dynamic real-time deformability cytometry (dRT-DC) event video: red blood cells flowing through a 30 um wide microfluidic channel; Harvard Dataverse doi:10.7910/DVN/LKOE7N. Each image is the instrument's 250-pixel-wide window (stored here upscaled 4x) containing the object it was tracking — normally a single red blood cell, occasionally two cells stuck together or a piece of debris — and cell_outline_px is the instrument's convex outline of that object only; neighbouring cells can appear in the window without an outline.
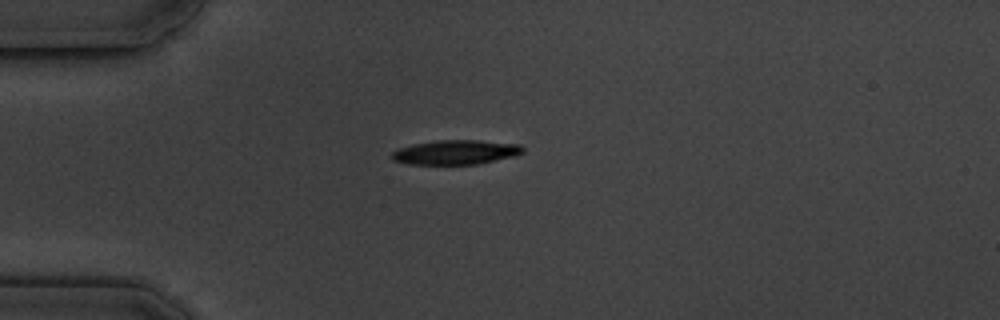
{"species": "common noctule bat (a hibernating species)", "species_latin": "Nyctalus noctula", "temperature_condition": "cold", "stored_images_in_passage": 5, "camera_frame_rate_fps": 3000, "um_per_image_px": 0.085, "animal": {"sex": "male", "body_mass_g": 19.5, "forearm_length_mm": 54.6}, "frame": {"image": 1, "passage_image": 1, "time_ms": 0.0, "image_size_px": [1000, 320], "cell_outline_px": [[524, 152], [516, 156], [476, 164], [408, 164], [392, 160], [388, 156], [396, 148], [412, 144], [436, 140], [480, 140], [520, 144], [524, 148]], "centroid_in_image_um": [38.7, 12.93], "position_along_channel_um": 46.3, "area_um2": 18.96}}